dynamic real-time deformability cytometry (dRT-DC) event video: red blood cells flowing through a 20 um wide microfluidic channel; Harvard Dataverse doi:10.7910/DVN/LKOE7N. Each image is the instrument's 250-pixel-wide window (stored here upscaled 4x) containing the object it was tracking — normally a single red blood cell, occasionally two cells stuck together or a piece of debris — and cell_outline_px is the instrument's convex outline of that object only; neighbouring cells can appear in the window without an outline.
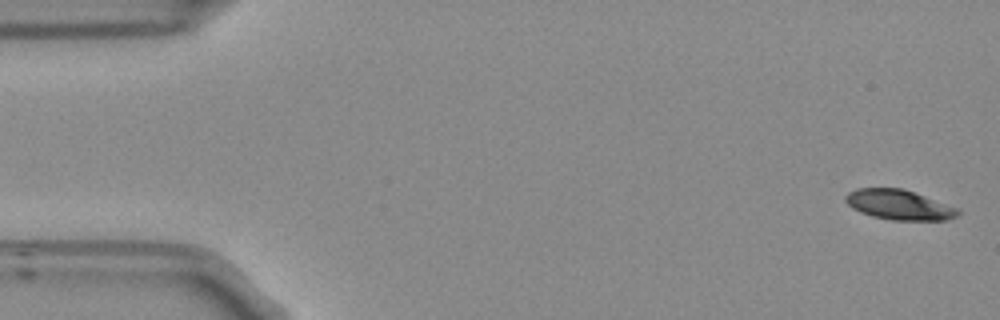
{"species": "Egyptian fruit bat (a non-hibernating species)", "species_latin": "Rousettus aegyptiacus", "temperature_condition": "room temperature", "stored_images_in_passage": 53, "camera_frame_rate_fps": 3000, "um_per_image_px": 0.085, "frame": {"image": 1, "passage_image": 1, "time_ms": 0.0, "image_size_px": [1000, 320], "cell_outline_px": [[960, 212], [956, 216], [948, 220], [892, 220], [872, 216], [860, 212], [852, 208], [844, 200], [844, 196], [848, 192], [856, 188], [904, 188], [960, 208]], "centroid_in_image_um": [76.43, 17.4], "position_along_channel_um": 8.6, "area_um2": 19.88}}
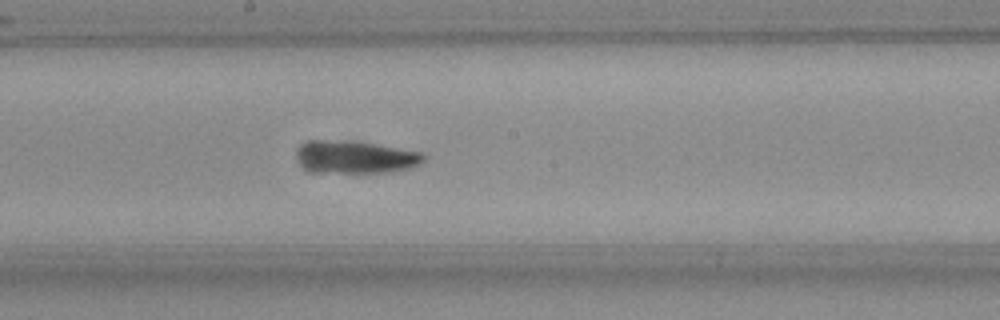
{"frame": {"image": 2, "passage_image": 28, "time_ms": 9.0, "image_size_px": [1000, 320], "cell_outline_px": [[424, 160], [420, 164], [412, 168], [392, 172], [324, 172], [308, 168], [300, 160], [300, 148], [304, 144], [312, 140], [348, 140], [420, 152], [424, 156]], "centroid_in_image_um": [30.32, 13.35], "position_along_channel_um": 217.9, "area_um2": 23.24}}
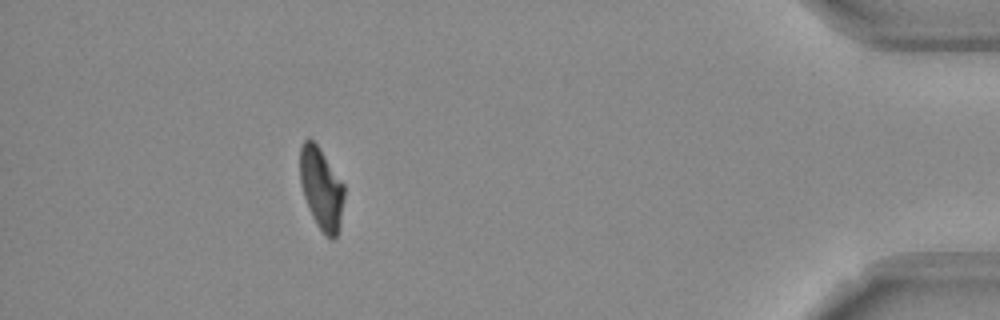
{"frame": {"image": 3, "passage_image": 48, "time_ms": 15.667, "image_size_px": [1000, 320], "cell_outline_px": [[344, 196], [340, 224], [336, 236], [332, 240], [316, 224], [308, 208], [300, 184], [300, 144], [308, 136], [316, 144], [344, 184]], "centroid_in_image_um": [27.29, 16.0], "position_along_channel_um": 407.9, "area_um2": 20.87}, "authors_computed_cell_mechanics": {"area_um2": 21.4438, "velocity_mm_per_s": 3.7397, "shape_relaxation_time_tau1_ms": 5.431, "shape_relaxation_time_tau2_ms": 4.6805, "deformation_change_tau1": 0.1848, "deformation_change_tau2": 0.1065}}